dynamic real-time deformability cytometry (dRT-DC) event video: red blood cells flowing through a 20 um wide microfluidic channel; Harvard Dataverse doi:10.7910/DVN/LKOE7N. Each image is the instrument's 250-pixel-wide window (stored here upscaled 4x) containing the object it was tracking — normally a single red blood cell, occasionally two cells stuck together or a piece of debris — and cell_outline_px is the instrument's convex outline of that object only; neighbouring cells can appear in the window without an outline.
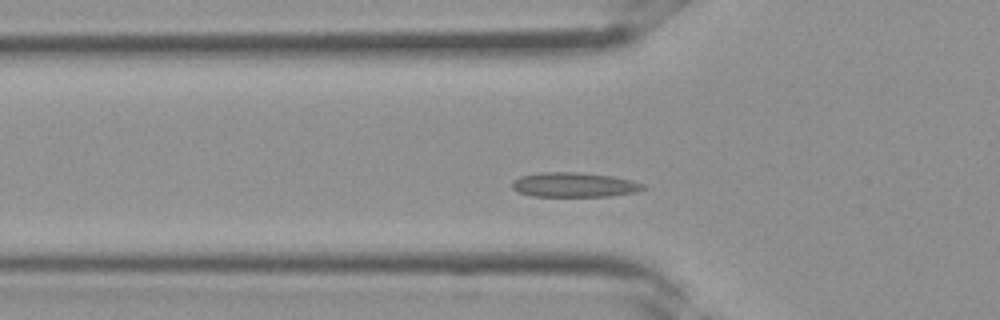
{"species": "Egyptian fruit bat (a non-hibernating species)", "species_latin": "Rousettus aegyptiacus", "temperature_condition": "room temperature", "stored_images_in_passage": 31, "camera_frame_rate_fps": 3000, "um_per_image_px": 0.085, "frame": {"image": 1, "passage_image": 7, "time_ms": 2.0, "image_size_px": [1000, 320], "cell_outline_px": [[648, 188], [636, 192], [612, 196], [532, 196], [520, 192], [512, 188], [512, 180], [520, 176], [540, 172], [580, 172], [612, 176], [632, 180], [644, 184]], "centroid_in_image_um": [48.83, 15.7], "position_along_channel_um": 77.0, "area_um2": 18.96}}
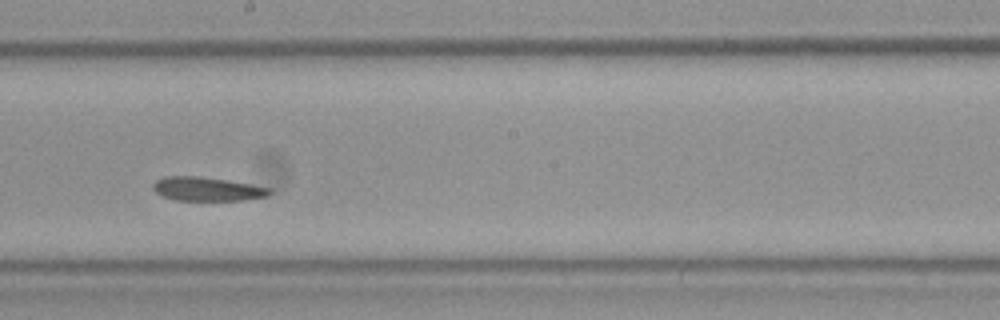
{"frame": {"image": 2, "passage_image": 15, "time_ms": 4.667, "image_size_px": [1000, 320], "cell_outline_px": [[272, 192], [268, 196], [244, 200], [176, 200], [160, 196], [152, 188], [152, 184], [156, 180], [164, 176], [200, 176], [228, 180], [252, 184], [272, 188]], "centroid_in_image_um": [17.61, 16.06], "position_along_channel_um": 230.6, "area_um2": 16.42}}
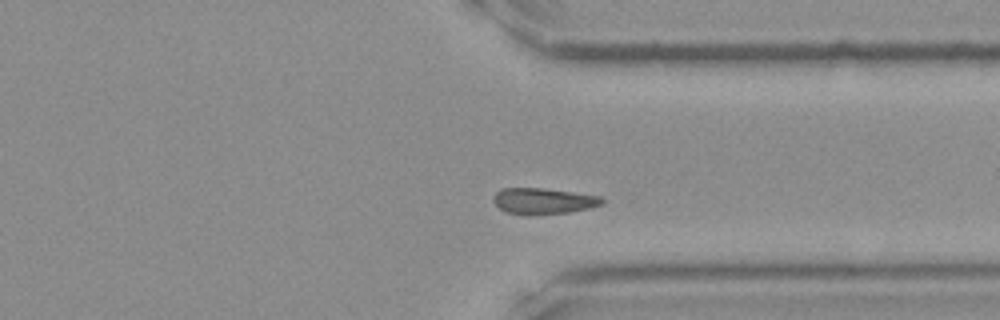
{"frame": {"image": 3, "passage_image": 22, "time_ms": 7.0, "image_size_px": [1000, 320], "cell_outline_px": [[604, 204], [572, 212], [528, 216], [524, 216], [504, 212], [492, 200], [492, 196], [500, 188], [544, 188], [600, 196], [604, 200]], "centroid_in_image_um": [46.14, 17.1], "position_along_channel_um": 365.3, "area_um2": 16.88}}